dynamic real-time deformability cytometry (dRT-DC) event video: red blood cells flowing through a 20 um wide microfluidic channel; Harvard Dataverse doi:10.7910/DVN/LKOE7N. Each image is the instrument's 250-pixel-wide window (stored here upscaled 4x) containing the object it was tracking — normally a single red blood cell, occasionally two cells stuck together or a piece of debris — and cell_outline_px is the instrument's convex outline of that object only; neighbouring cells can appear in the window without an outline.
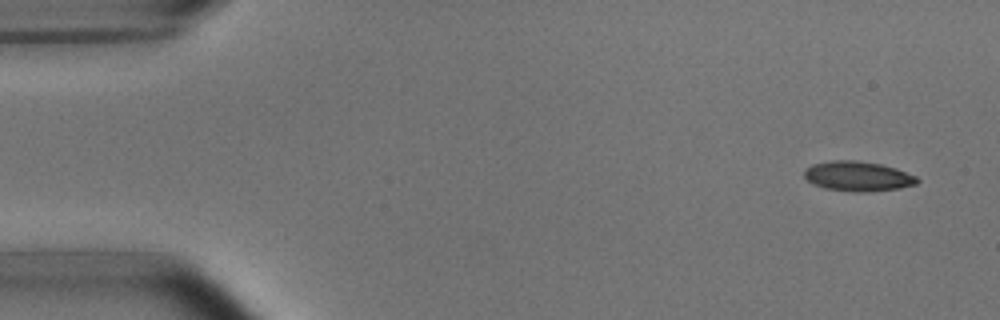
{"species": "common noctule bat (a hibernating species)", "species_latin": "Nyctalus noctula", "temperature_condition": "room temperature", "stored_images_in_passage": 6, "camera_frame_rate_fps": 3000, "um_per_image_px": 0.085, "animal": {"sex": "male", "body_mass_g": 15.6}, "frame": {"image": 1, "passage_image": 1, "time_ms": 0.0, "image_size_px": [1000, 320], "cell_outline_px": [[920, 180], [916, 184], [900, 188], [868, 192], [852, 192], [824, 188], [812, 184], [804, 176], [804, 172], [812, 164], [832, 160], [856, 160], [880, 164], [896, 168], [916, 176]], "centroid_in_image_um": [72.92, 14.99], "position_along_channel_um": 12.1, "area_um2": 19.71}}
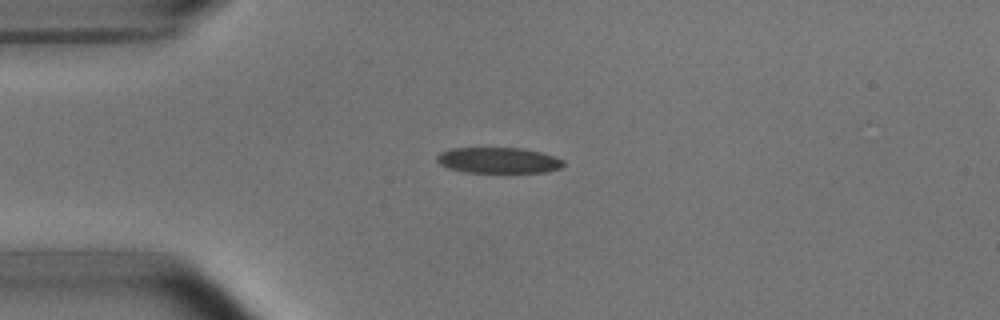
{"frame": {"image": 2, "passage_image": 4, "time_ms": 3.333, "image_size_px": [1000, 320], "cell_outline_px": [[564, 164], [560, 168], [548, 172], [464, 172], [448, 168], [440, 164], [436, 160], [436, 156], [440, 152], [452, 148], [520, 148], [540, 152], [556, 156], [564, 160]], "centroid_in_image_um": [42.37, 13.63], "position_along_channel_um": 42.6, "area_um2": 19.07}}